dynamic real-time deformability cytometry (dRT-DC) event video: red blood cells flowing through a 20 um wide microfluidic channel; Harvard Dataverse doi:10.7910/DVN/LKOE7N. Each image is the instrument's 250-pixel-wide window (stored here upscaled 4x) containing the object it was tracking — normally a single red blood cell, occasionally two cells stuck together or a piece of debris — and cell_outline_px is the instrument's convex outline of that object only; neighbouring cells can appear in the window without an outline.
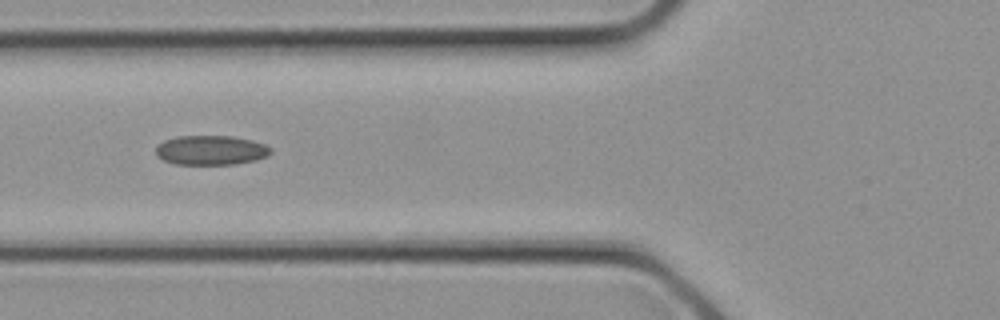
{"species": "common noctule bat (a hibernating species)", "species_latin": "Nyctalus noctula", "temperature_condition": "cold", "stored_images_in_passage": 12, "camera_frame_rate_fps": 3000, "um_per_image_px": 0.085, "animal": {"sex": "female", "body_mass_g": 21.9}, "frame": {"image": 1, "passage_image": 9, "time_ms": 2.667, "image_size_px": [1000, 320], "cell_outline_px": [[272, 152], [268, 156], [256, 160], [236, 164], [176, 164], [164, 160], [156, 156], [156, 144], [164, 140], [176, 136], [232, 136], [252, 140], [264, 144], [272, 148]], "centroid_in_image_um": [17.93, 12.76], "position_along_channel_um": 107.9, "area_um2": 19.94}}
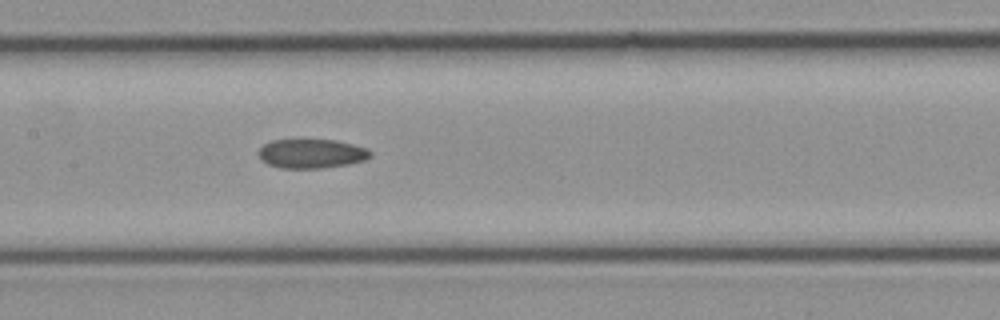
{"frame": {"image": 2, "passage_image": 12, "time_ms": 3.667, "image_size_px": [1000, 320], "cell_outline_px": [[372, 156], [364, 160], [348, 164], [320, 168], [280, 168], [268, 164], [260, 160], [256, 152], [264, 144], [272, 140], [336, 140], [368, 148], [372, 152]], "centroid_in_image_um": [26.46, 13.06], "position_along_channel_um": 180.9, "area_um2": 19.13}}